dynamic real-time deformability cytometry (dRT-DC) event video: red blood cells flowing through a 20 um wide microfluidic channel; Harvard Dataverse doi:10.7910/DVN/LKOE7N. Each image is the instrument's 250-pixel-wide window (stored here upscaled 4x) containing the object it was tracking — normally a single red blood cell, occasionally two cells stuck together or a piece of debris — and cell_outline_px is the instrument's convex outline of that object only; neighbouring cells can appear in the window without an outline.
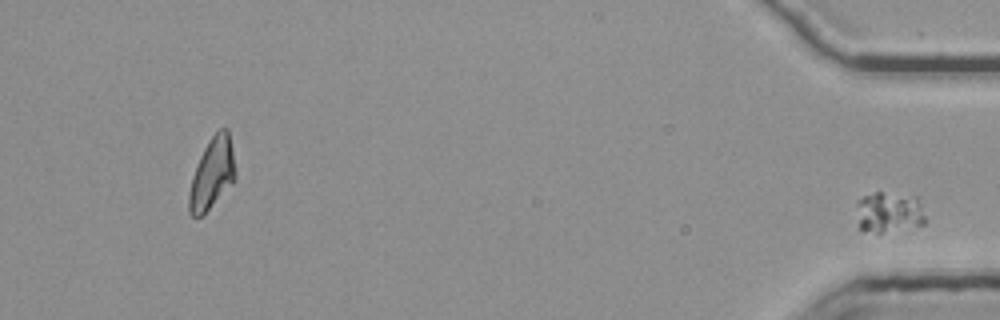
{"species": "common noctule bat (a hibernating species)", "species_latin": "Nyctalus noctula", "temperature_condition": "room temperature", "stored_images_in_passage": 51, "segment_of_instrument_passage": [2, 2], "camera_frame_rate_fps": 3000, "um_per_image_px": 0.085, "animal": {"sex": "female", "body_mass_g": 25.1}, "frame": {"image": 1, "passage_image": 51, "time_ms": 16.667, "image_size_px": [1000, 320], "cell_outline_px": [[924, 224], [880, 232], [864, 232], [860, 228], [856, 200], [864, 196], [876, 192], [880, 192], [916, 196], [920, 204], [924, 216]], "centroid_in_image_um": [75.53, 18.02], "position_along_channel_um": 359.7, "area_um2": 16.01}}